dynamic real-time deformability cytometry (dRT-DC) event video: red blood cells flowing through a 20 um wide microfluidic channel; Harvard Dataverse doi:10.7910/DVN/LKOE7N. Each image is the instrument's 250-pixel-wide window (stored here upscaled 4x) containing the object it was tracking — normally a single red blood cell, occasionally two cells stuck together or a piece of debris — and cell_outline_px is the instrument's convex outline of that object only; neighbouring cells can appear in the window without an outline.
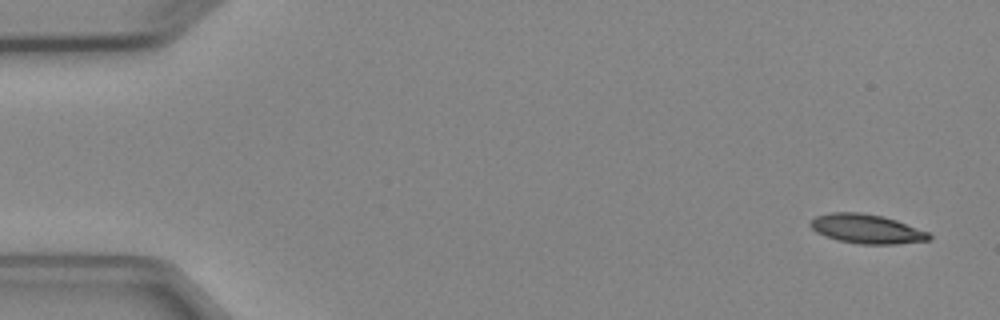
{"species": "Egyptian fruit bat (a non-hibernating species)", "species_latin": "Rousettus aegyptiacus", "temperature_condition": "cold", "stored_images_in_passage": 4, "camera_frame_rate_fps": 3000, "um_per_image_px": 0.085, "animal": {"sex": "female"}, "frame": {"image": 1, "passage_image": 1, "time_ms": 0.0, "image_size_px": [1000, 320], "cell_outline_px": [[932, 240], [896, 244], [860, 244], [840, 240], [824, 236], [816, 232], [808, 224], [816, 216], [828, 212], [860, 212], [880, 216], [896, 220], [928, 232], [932, 236]], "centroid_in_image_um": [73.66, 19.45], "position_along_channel_um": 11.3, "area_um2": 20.17}}
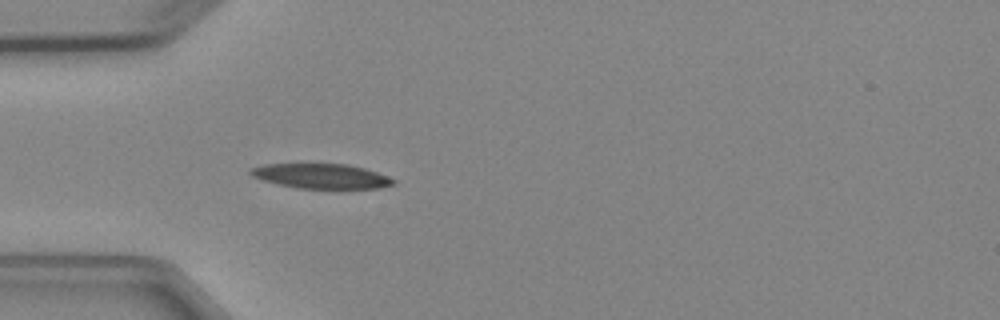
{"frame": {"image": 2, "passage_image": 4, "time_ms": 4.333, "image_size_px": [1000, 320], "cell_outline_px": [[396, 184], [376, 188], [300, 188], [280, 184], [264, 180], [252, 176], [248, 172], [248, 168], [264, 164], [348, 164], [364, 168], [388, 176], [396, 180]], "centroid_in_image_um": [27.3, 14.96], "position_along_channel_um": 57.7, "area_um2": 20.46}}